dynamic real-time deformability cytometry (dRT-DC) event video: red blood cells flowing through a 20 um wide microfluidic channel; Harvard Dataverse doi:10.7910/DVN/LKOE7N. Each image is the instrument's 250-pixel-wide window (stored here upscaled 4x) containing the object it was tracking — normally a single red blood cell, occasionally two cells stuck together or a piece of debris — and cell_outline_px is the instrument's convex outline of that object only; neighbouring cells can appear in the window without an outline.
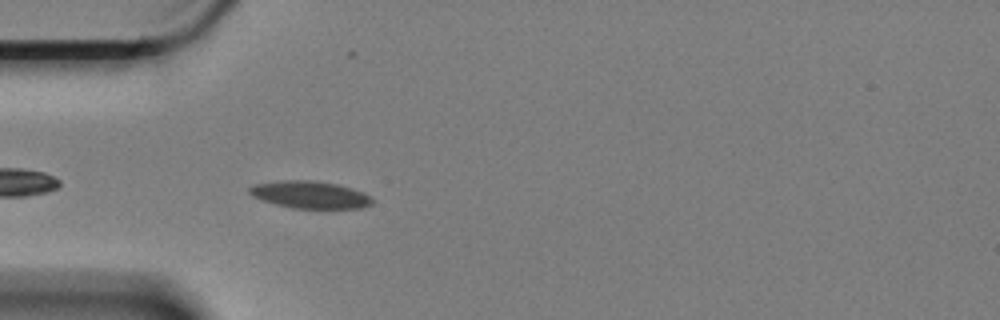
{"species": "Egyptian fruit bat (a non-hibernating species)", "species_latin": "Rousettus aegyptiacus", "temperature_condition": "cold", "stored_images_in_passage": 5, "camera_frame_rate_fps": 3000, "um_per_image_px": 0.085, "animal": {"sex": "female"}, "frame": {"image": 1, "passage_image": 5, "time_ms": 1.333, "image_size_px": [1000, 320], "cell_outline_px": [[376, 200], [372, 204], [360, 208], [292, 208], [276, 204], [252, 196], [248, 192], [248, 188], [256, 184], [280, 180], [316, 180], [340, 184], [364, 192], [372, 196]], "centroid_in_image_um": [26.42, 16.54], "position_along_channel_um": 58.6, "area_um2": 19.77}}